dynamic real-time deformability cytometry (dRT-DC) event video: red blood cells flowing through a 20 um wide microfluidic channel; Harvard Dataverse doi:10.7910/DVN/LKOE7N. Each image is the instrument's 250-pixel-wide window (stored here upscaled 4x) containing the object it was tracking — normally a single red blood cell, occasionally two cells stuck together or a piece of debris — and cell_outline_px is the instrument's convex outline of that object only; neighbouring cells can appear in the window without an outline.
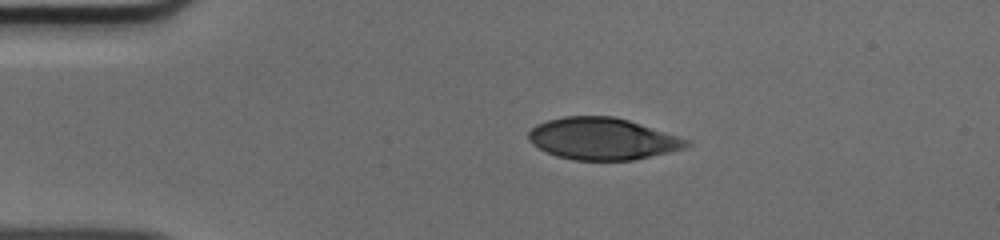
{"species": "human", "species_latin": "Homo sapiens", "temperature_condition": "cold", "stored_images_in_passage": 41, "camera_frame_rate_fps": 3000, "um_per_image_px": 0.085, "donor": {"sex": "male"}, "frame": {"image": 1, "passage_image": 1, "time_ms": 0.0, "image_size_px": [1000, 240], "cell_outline_px": [[692, 144], [684, 148], [668, 152], [632, 160], [572, 160], [556, 156], [532, 144], [528, 140], [528, 132], [536, 124], [548, 120], [564, 116], [616, 116], [688, 140]], "centroid_in_image_um": [51.16, 11.79], "position_along_channel_um": 33.8, "area_um2": 38.21}}
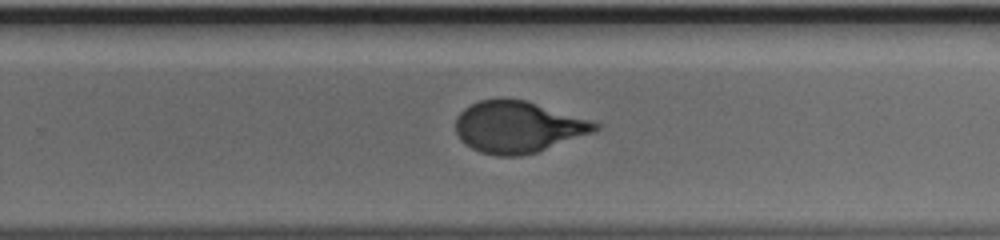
{"frame": {"image": 2, "passage_image": 23, "time_ms": 7.333, "image_size_px": [1000, 240], "cell_outline_px": [[600, 128], [596, 132], [536, 152], [520, 156], [496, 156], [480, 152], [464, 144], [460, 140], [456, 132], [456, 116], [464, 108], [480, 100], [524, 100], [592, 120], [600, 124]], "centroid_in_image_um": [44.04, 10.82], "position_along_channel_um": 285.8, "area_um2": 41.73}}
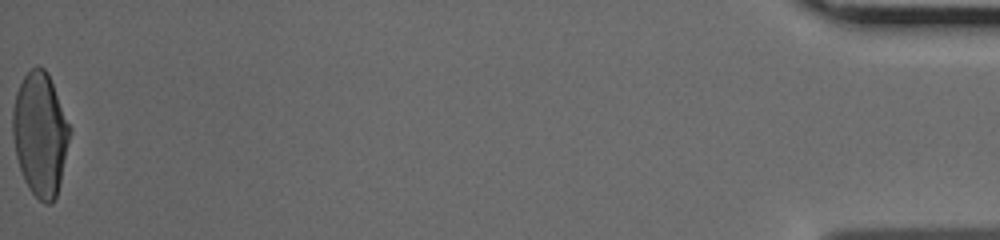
{"frame": {"image": 3, "passage_image": 41, "time_ms": 13.333, "image_size_px": [1000, 240], "cell_outline_px": [[72, 128], [60, 180], [56, 196], [52, 204], [44, 204], [28, 188], [24, 180], [16, 156], [12, 136], [12, 108], [16, 92], [24, 76], [36, 64], [44, 68], [48, 72]], "centroid_in_image_um": [3.41, 11.36], "position_along_channel_um": 431.8, "area_um2": 41.27}}